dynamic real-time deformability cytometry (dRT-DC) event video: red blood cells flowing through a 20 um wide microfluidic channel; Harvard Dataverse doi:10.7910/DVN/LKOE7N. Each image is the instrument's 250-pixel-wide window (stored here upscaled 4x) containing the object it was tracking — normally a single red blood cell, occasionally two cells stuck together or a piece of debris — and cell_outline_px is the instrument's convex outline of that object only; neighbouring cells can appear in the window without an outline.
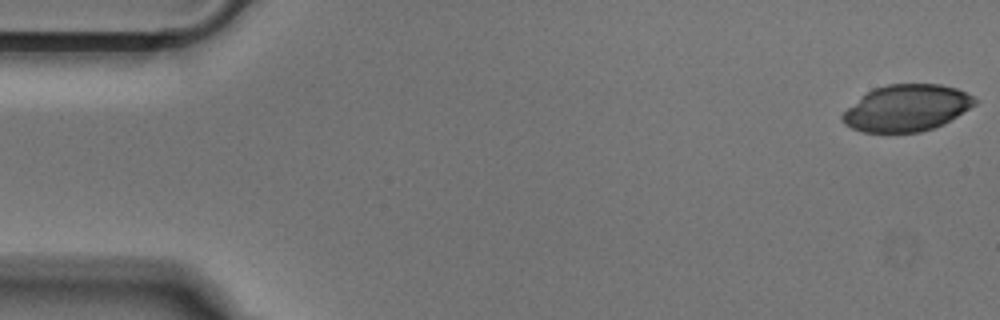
{"species": "Egyptian fruit bat (a non-hibernating species)", "species_latin": "Rousettus aegyptiacus", "temperature_condition": "cold", "stored_images_in_passage": 51, "camera_frame_rate_fps": 3000, "um_per_image_px": 0.085, "animal": {"sex": "male"}, "frame": {"image": 1, "passage_image": 1, "time_ms": 0.0, "image_size_px": [1000, 320], "cell_outline_px": [[980, 100], [976, 104], [944, 124], [920, 132], [864, 132], [852, 128], [844, 124], [840, 120], [840, 116], [848, 108], [872, 88], [888, 84], [940, 84], [956, 88]], "centroid_in_image_um": [77.07, 9.18], "position_along_channel_um": 7.9, "area_um2": 35.78}}